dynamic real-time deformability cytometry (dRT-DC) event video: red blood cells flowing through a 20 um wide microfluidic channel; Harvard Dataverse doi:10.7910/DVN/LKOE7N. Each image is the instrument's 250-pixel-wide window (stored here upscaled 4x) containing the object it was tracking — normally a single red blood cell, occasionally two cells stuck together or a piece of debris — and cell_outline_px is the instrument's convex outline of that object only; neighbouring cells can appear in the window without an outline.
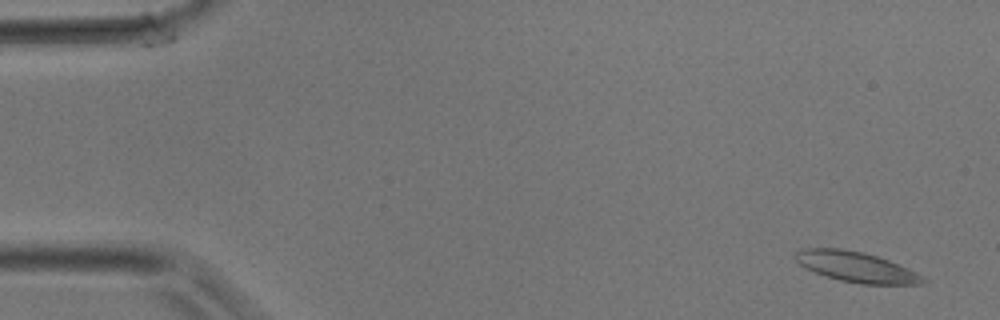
{"species": "common noctule bat (a hibernating species)", "species_latin": "Nyctalus noctula", "temperature_condition": "room temperature", "stored_images_in_passage": 39, "camera_frame_rate_fps": 3000, "um_per_image_px": 0.085, "animal": {"sex": "male", "body_mass_g": 17.9}, "frame": {"image": 1, "passage_image": 2, "time_ms": 0.333, "image_size_px": [1000, 320], "cell_outline_px": [[928, 280], [924, 284], [860, 284], [840, 280], [816, 272], [800, 264], [792, 256], [796, 252], [804, 248], [844, 248], [864, 252], [888, 260], [908, 268], [924, 276]], "centroid_in_image_um": [72.81, 22.68], "position_along_channel_um": 12.2, "area_um2": 22.48}}
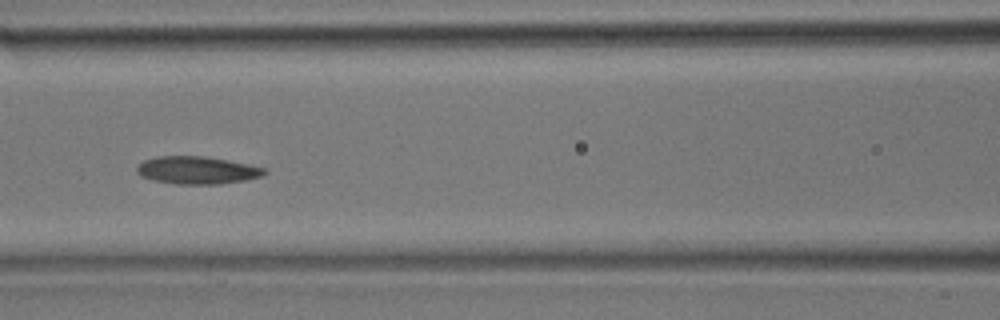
{"frame": {"image": 2, "passage_image": 17, "time_ms": 5.333, "image_size_px": [1000, 320], "cell_outline_px": [[268, 172], [260, 176], [244, 180], [220, 184], [176, 184], [152, 180], [140, 176], [136, 172], [136, 168], [144, 160], [156, 156], [208, 156], [248, 164], [264, 168]], "centroid_in_image_um": [16.72, 14.46], "position_along_channel_um": 149.9, "area_um2": 20.58}}
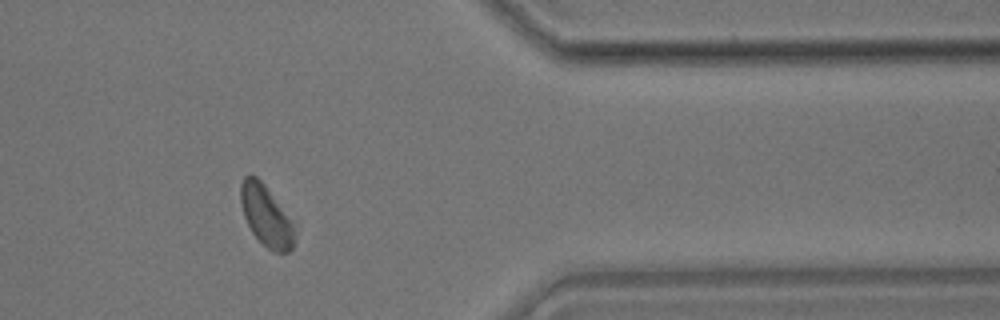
{"frame": {"image": 3, "passage_image": 32, "time_ms": 10.333, "image_size_px": [1000, 320], "cell_outline_px": [[292, 248], [288, 252], [272, 252], [252, 232], [244, 216], [240, 200], [240, 184], [244, 176], [256, 176], [264, 184], [292, 224]], "centroid_in_image_um": [22.55, 18.33], "position_along_channel_um": 388.9, "area_um2": 18.15}}